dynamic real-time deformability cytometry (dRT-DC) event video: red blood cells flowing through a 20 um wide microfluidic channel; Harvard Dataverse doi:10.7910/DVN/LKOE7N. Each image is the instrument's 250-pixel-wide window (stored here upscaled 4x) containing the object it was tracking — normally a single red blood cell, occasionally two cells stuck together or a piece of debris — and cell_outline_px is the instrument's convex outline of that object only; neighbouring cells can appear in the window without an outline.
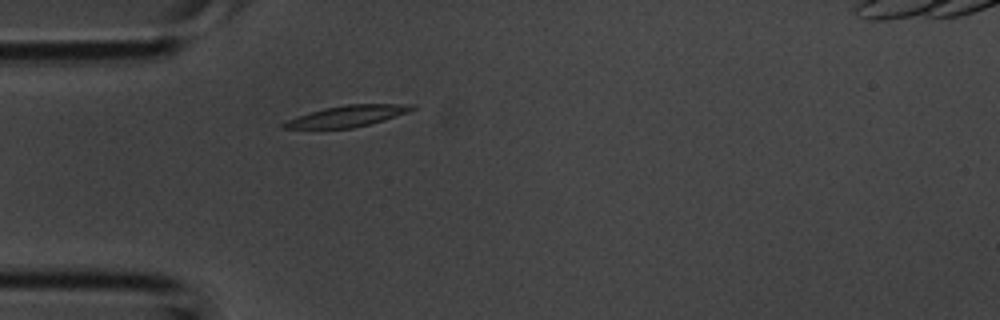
{"species": "common noctule bat (a hibernating species)", "species_latin": "Nyctalus noctula", "temperature_condition": "room temperature", "stored_images_in_passage": 4, "camera_frame_rate_fps": 3000, "um_per_image_px": 0.085, "animal": {"sex": "male", "body_mass_g": 20.1, "forearm_length_mm": 53.5}, "frame": {"image": 1, "passage_image": 4, "time_ms": 1.0, "image_size_px": [1000, 320], "cell_outline_px": [[416, 108], [408, 112], [384, 120], [352, 128], [280, 128], [280, 124], [288, 120], [324, 108], [348, 104], [416, 104]], "centroid_in_image_um": [29.57, 9.86], "position_along_channel_um": 55.4, "area_um2": 15.55}}